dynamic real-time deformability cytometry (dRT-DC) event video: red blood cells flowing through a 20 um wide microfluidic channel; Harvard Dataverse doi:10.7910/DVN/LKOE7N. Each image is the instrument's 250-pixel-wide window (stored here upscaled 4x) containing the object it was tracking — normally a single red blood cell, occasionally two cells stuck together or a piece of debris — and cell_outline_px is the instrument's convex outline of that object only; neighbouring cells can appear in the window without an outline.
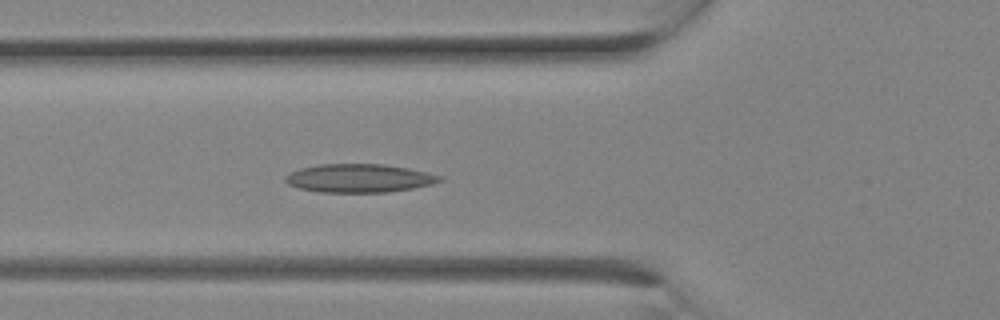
{"species": "Egyptian fruit bat (a non-hibernating species)", "species_latin": "Rousettus aegyptiacus", "temperature_condition": "room temperature", "stored_images_in_passage": 8, "camera_frame_rate_fps": 3000, "um_per_image_px": 0.085, "animal": {"sex": "female"}, "frame": {"image": 1, "passage_image": 8, "time_ms": 2.333, "image_size_px": [1000, 320], "cell_outline_px": [[444, 180], [432, 184], [412, 188], [388, 192], [320, 192], [300, 188], [288, 184], [284, 180], [284, 176], [300, 168], [316, 164], [384, 164], [408, 168], [428, 172], [444, 176]], "centroid_in_image_um": [30.55, 15.14], "position_along_channel_um": 95.2, "area_um2": 25.66}}